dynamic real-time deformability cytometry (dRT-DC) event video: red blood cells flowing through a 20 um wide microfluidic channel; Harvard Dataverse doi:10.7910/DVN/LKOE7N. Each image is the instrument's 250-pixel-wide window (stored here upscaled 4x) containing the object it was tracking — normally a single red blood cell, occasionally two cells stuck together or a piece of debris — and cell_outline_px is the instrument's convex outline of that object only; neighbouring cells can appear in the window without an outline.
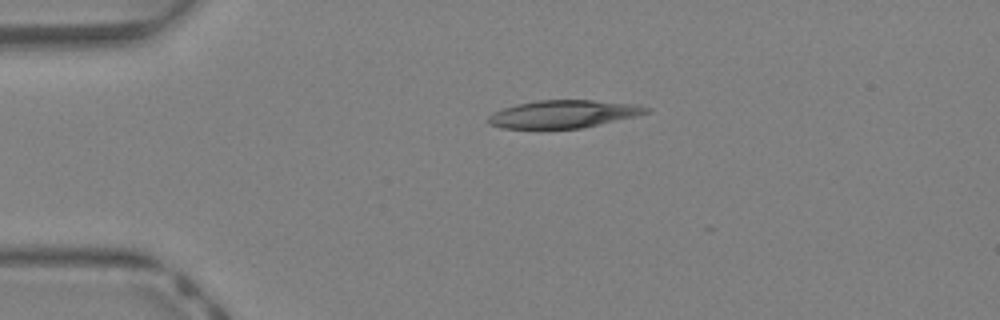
{"species": "Egyptian fruit bat (a non-hibernating species)", "species_latin": "Rousettus aegyptiacus", "temperature_condition": "warm", "stored_images_in_passage": 15, "camera_frame_rate_fps": 3000, "um_per_image_px": 0.085, "animal": {"sex": "female"}, "frame": {"image": 1, "passage_image": 1, "time_ms": 0.0, "image_size_px": [1000, 320], "cell_outline_px": [[652, 108], [648, 112], [636, 116], [584, 128], [500, 128], [488, 124], [488, 116], [492, 112], [516, 104], [536, 100], [592, 100], [636, 104]], "centroid_in_image_um": [47.89, 9.69], "position_along_channel_um": 37.1, "area_um2": 25.61}}
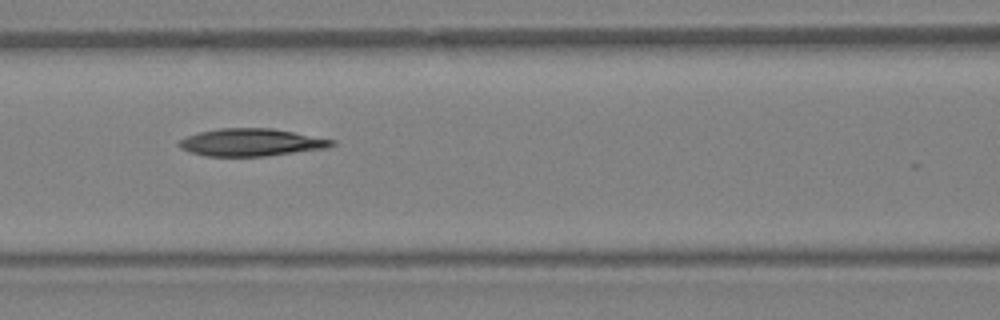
{"frame": {"image": 2, "passage_image": 10, "time_ms": 3.0, "image_size_px": [1000, 320], "cell_outline_px": [[336, 144], [328, 148], [264, 156], [204, 156], [188, 152], [180, 148], [176, 144], [180, 140], [188, 136], [200, 132], [220, 128], [272, 128], [336, 140]], "centroid_in_image_um": [21.35, 12.1], "position_along_channel_um": 145.2, "area_um2": 24.51}}
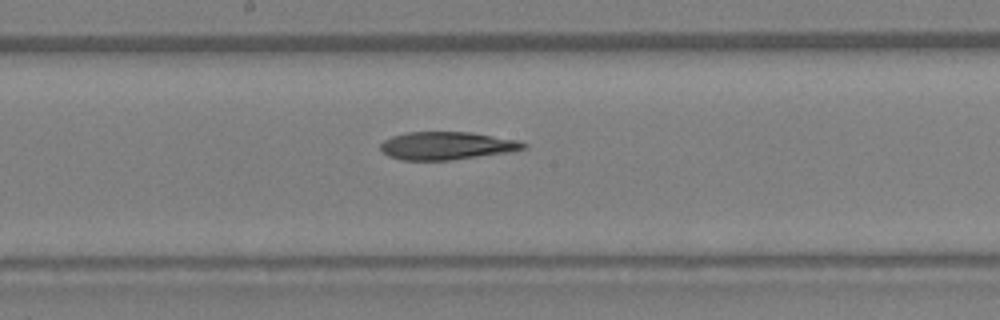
{"frame": {"image": 3, "passage_image": 14, "time_ms": 4.333, "image_size_px": [1000, 320], "cell_outline_px": [[528, 148], [512, 152], [448, 160], [400, 160], [388, 156], [380, 148], [380, 144], [384, 140], [392, 136], [408, 132], [472, 132], [520, 140], [528, 144]], "centroid_in_image_um": [38.03, 12.38], "position_along_channel_um": 210.2, "area_um2": 23.47}}